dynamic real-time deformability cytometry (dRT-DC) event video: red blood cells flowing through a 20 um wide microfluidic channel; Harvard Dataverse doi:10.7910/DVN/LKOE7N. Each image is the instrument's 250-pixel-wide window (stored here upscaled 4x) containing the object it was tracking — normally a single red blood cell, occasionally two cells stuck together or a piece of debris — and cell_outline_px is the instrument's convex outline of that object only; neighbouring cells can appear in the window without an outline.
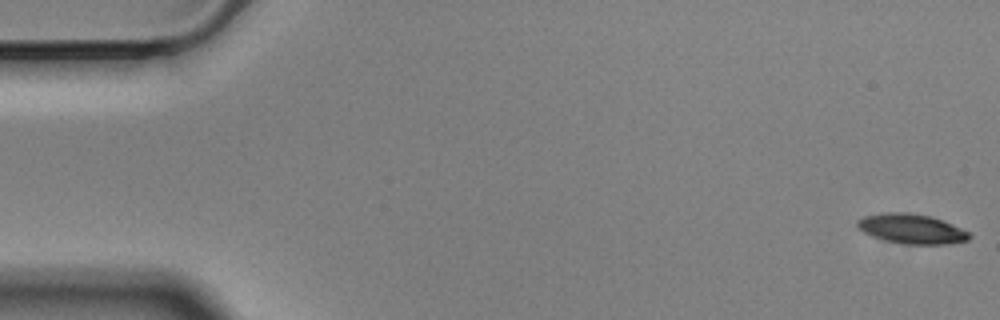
{"species": "Egyptian fruit bat (a non-hibernating species)", "species_latin": "Rousettus aegyptiacus", "temperature_condition": "cold", "stored_images_in_passage": 57, "camera_frame_rate_fps": 3000, "um_per_image_px": 0.085, "animal": {"sex": "male"}, "frame": {"image": 1, "passage_image": 1, "time_ms": 0.0, "image_size_px": [1000, 320], "cell_outline_px": [[972, 236], [968, 240], [944, 244], [904, 244], [872, 236], [864, 232], [856, 224], [856, 220], [864, 216], [884, 212], [908, 212], [928, 216], [940, 220], [960, 228], [968, 232]], "centroid_in_image_um": [77.45, 19.44], "position_along_channel_um": 7.5, "area_um2": 19.02}}
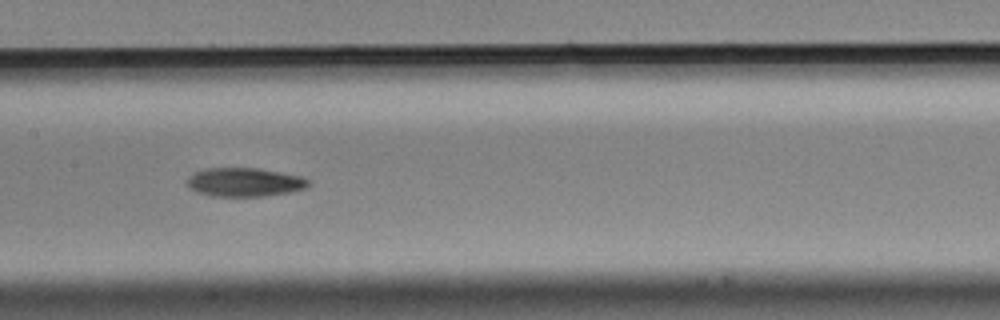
{"frame": {"image": 2, "passage_image": 28, "time_ms": 9.0, "image_size_px": [1000, 320], "cell_outline_px": [[312, 184], [304, 188], [292, 192], [268, 196], [212, 196], [196, 192], [188, 184], [188, 180], [196, 172], [208, 168], [256, 168], [304, 176], [312, 180]], "centroid_in_image_um": [20.9, 15.49], "position_along_channel_um": 186.5, "area_um2": 20.35}}
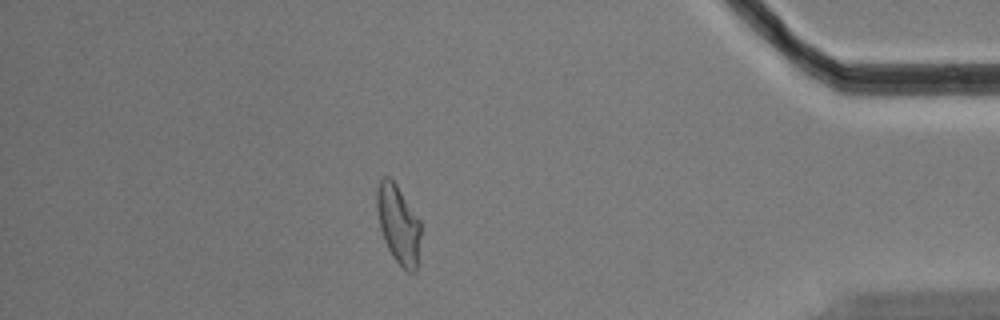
{"frame": {"image": 3, "passage_image": 50, "time_ms": 16.333, "image_size_px": [1000, 320], "cell_outline_px": [[420, 236], [416, 272], [408, 272], [392, 256], [384, 240], [380, 228], [376, 208], [376, 188], [380, 180], [384, 176], [388, 176], [396, 184], [420, 220]], "centroid_in_image_um": [33.84, 19.04], "position_along_channel_um": 401.4, "area_um2": 20.0}, "authors_computed_cell_mechanics": {"area_um2": 20.1722, "velocity_mm_per_s": 3.4866, "shape_relaxation_time_tau1_ms": 5.6892, "shape_relaxation_time_tau2_ms": 5.853, "deformation_change_tau1": 0.1794, "deformation_change_tau2": 0.1307}}